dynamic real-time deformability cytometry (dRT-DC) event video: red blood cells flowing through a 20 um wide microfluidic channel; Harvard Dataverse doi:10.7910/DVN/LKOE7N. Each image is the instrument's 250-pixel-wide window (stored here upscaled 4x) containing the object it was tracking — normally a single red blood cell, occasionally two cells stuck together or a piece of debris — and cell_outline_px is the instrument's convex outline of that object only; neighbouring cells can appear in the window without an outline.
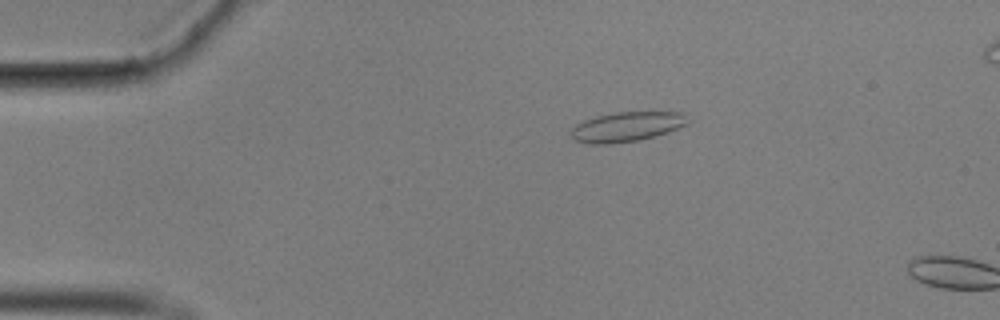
{"species": "common noctule bat (a hibernating species)", "species_latin": "Nyctalus noctula", "temperature_condition": "cold", "stored_images_in_passage": 13, "camera_frame_rate_fps": 3000, "um_per_image_px": 0.085, "animal": {"sex": "male", "body_mass_g": 17.9}, "frame": {"image": 1, "passage_image": 11, "time_ms": 3.333, "image_size_px": [1000, 320], "cell_outline_px": [[688, 124], [668, 132], [640, 140], [608, 144], [588, 144], [576, 140], [572, 136], [572, 128], [576, 124], [584, 120], [596, 116], [616, 112], [684, 112], [688, 120]], "centroid_in_image_um": [53.29, 10.77], "position_along_channel_um": 31.7, "area_um2": 20.17}}